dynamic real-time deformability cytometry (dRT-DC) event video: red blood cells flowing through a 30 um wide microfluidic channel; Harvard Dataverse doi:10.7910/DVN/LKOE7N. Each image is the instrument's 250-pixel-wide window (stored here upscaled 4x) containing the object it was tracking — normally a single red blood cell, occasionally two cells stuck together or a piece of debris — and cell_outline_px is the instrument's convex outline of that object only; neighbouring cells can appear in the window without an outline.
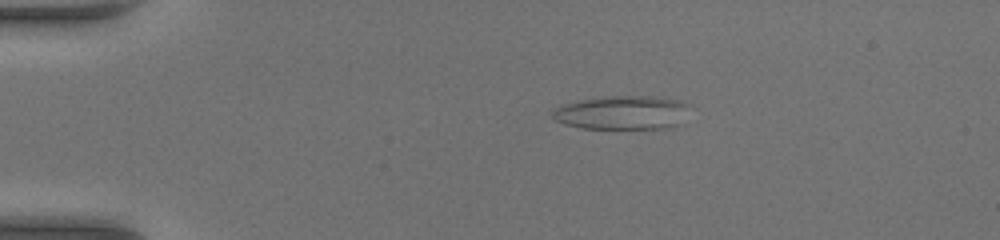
{"species": "common noctule bat (a hibernating species)", "species_latin": "Nyctalus noctula", "temperature_condition": "warm", "stored_images_in_passage": 38, "camera_frame_rate_fps": 3000, "um_per_image_px": 0.085, "animal": {"sex": "female", "body_mass_g": 17.0, "forearm_length_mm": 48.0}, "frame": {"image": 1, "passage_image": 1, "time_ms": 0.0, "image_size_px": [1000, 240], "cell_outline_px": [[692, 104], [684, 124], [668, 128], [580, 128], [564, 124], [556, 120], [552, 116], [552, 112], [556, 108], [564, 104], [580, 100], [604, 96], [652, 96], [680, 100]], "centroid_in_image_um": [53.0, 9.57], "position_along_channel_um": 32.0, "area_um2": 27.51}}
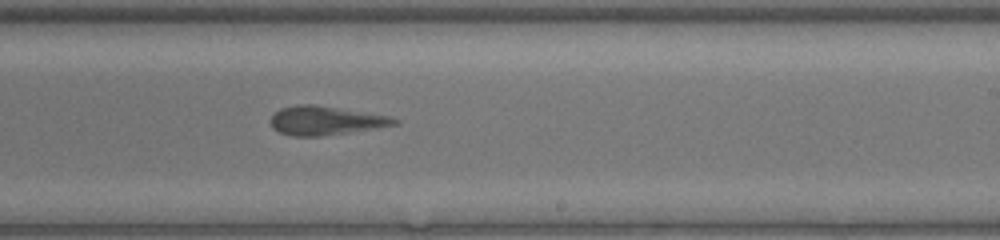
{"frame": {"image": 2, "passage_image": 21, "time_ms": 6.667, "image_size_px": [1000, 240], "cell_outline_px": [[400, 124], [376, 128], [320, 136], [292, 136], [280, 132], [272, 128], [268, 120], [280, 108], [296, 104], [316, 104], [392, 116], [400, 120]], "centroid_in_image_um": [27.68, 10.23], "position_along_channel_um": 261.3, "area_um2": 21.1}}
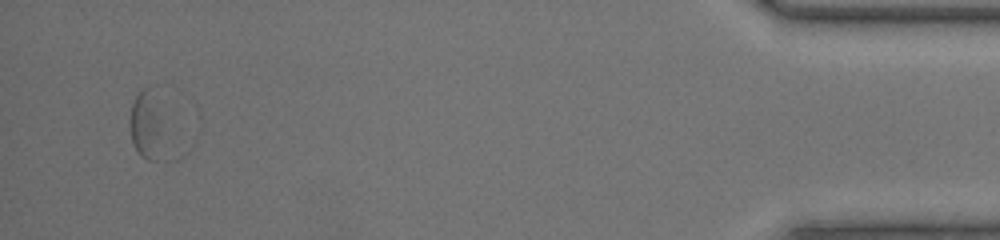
{"frame": {"image": 3, "passage_image": 37, "time_ms": 12.0, "image_size_px": [1000, 240], "cell_outline_px": [[156, 160], [148, 160], [132, 144], [128, 124], [128, 120], [132, 104], [136, 96], [144, 88], [152, 84], [156, 84]], "centroid_in_image_um": [12.27, 10.4], "position_along_channel_um": 422.9, "area_um2": 11.85}}